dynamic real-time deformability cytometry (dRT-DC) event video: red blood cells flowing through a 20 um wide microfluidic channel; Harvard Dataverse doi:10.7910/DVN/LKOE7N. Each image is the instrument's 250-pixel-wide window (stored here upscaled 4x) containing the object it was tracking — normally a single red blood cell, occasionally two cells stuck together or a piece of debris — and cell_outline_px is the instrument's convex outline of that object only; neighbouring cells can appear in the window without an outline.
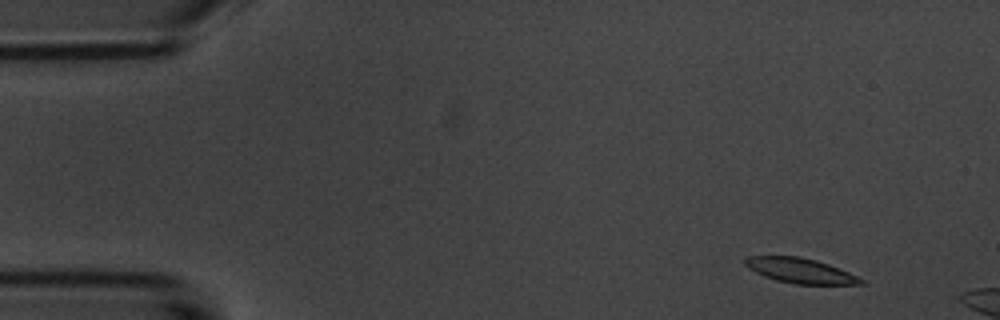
{"species": "common noctule bat (a hibernating species)", "species_latin": "Nyctalus noctula", "temperature_condition": "room temperature", "stored_images_in_passage": 4, "camera_frame_rate_fps": 3000, "um_per_image_px": 0.085, "animal": {"sex": "male", "body_mass_g": 20.1, "forearm_length_mm": 53.5}, "frame": {"image": 1, "passage_image": 1, "time_ms": 0.0, "image_size_px": [1000, 320], "cell_outline_px": [[868, 284], [796, 284], [776, 280], [764, 276], [748, 268], [744, 264], [744, 260], [748, 256], [800, 256], [816, 260], [828, 264], [848, 272], [864, 280]], "centroid_in_image_um": [68.01, 23.0], "position_along_channel_um": 17.0, "area_um2": 16.76}}